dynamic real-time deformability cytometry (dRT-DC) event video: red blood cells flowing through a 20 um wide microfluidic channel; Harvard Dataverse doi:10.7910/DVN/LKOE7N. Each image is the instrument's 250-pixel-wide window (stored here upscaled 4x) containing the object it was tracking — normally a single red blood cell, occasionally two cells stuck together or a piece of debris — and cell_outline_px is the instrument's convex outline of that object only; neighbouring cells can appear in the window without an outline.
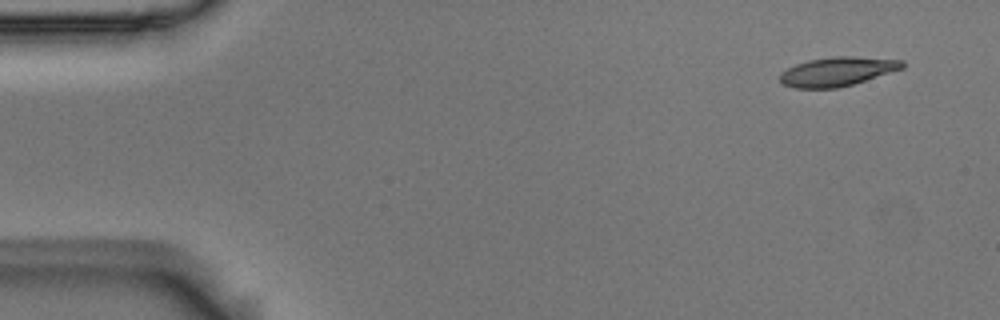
{"species": "Egyptian fruit bat (a non-hibernating species)", "species_latin": "Rousettus aegyptiacus", "temperature_condition": "room temperature", "stored_images_in_passage": 5, "camera_frame_rate_fps": 3000, "um_per_image_px": 0.085, "animal": {"sex": "male"}, "frame": {"image": 1, "passage_image": 1, "time_ms": 0.0, "image_size_px": [1000, 320], "cell_outline_px": [[904, 68], [852, 84], [836, 88], [796, 88], [784, 84], [780, 80], [780, 72], [796, 64], [808, 60], [832, 56], [852, 56], [904, 60]], "centroid_in_image_um": [71.17, 6.07], "position_along_channel_um": 13.8, "area_um2": 20.58}}
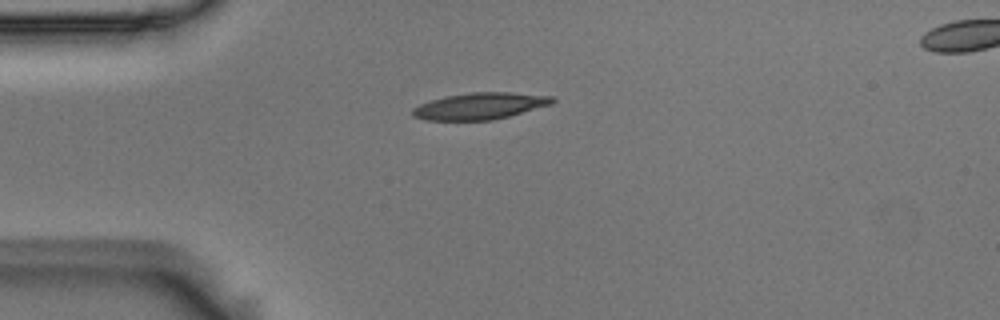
{"frame": {"image": 2, "passage_image": 4, "time_ms": 1.0, "image_size_px": [1000, 320], "cell_outline_px": [[556, 100], [552, 104], [508, 116], [492, 120], [428, 120], [412, 116], [412, 108], [420, 104], [444, 96], [472, 92], [508, 92], [552, 96]], "centroid_in_image_um": [40.79, 9.01], "position_along_channel_um": 44.2, "area_um2": 21.56}}